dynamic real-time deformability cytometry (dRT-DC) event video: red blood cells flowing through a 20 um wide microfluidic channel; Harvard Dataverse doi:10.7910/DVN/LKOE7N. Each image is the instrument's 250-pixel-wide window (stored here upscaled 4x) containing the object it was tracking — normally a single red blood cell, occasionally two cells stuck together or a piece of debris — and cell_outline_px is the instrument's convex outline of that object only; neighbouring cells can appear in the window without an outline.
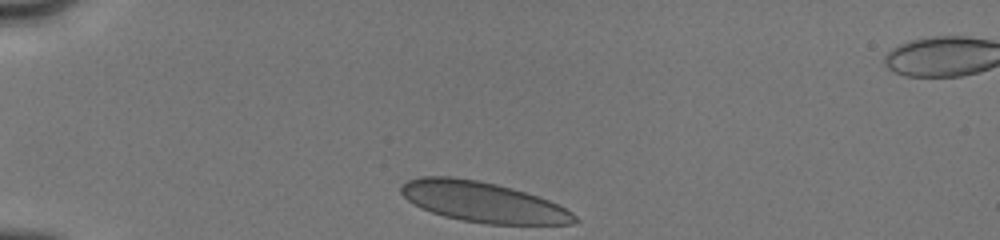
{"species": "human", "species_latin": "Homo sapiens", "temperature_condition": "cold", "stored_images_in_passage": 28, "camera_frame_rate_fps": 3000, "um_per_image_px": 0.085, "donor": {"sex": "male"}, "frame": {"image": 1, "passage_image": 1, "time_ms": 0.0, "image_size_px": [1000, 240], "cell_outline_px": [[580, 220], [576, 224], [488, 224], [460, 220], [444, 216], [432, 212], [412, 204], [400, 192], [400, 184], [408, 180], [420, 176], [452, 176], [476, 180], [496, 184], [512, 188], [548, 200], [572, 212]], "centroid_in_image_um": [41.02, 17.17], "position_along_channel_um": 44.0, "area_um2": 40.75}}
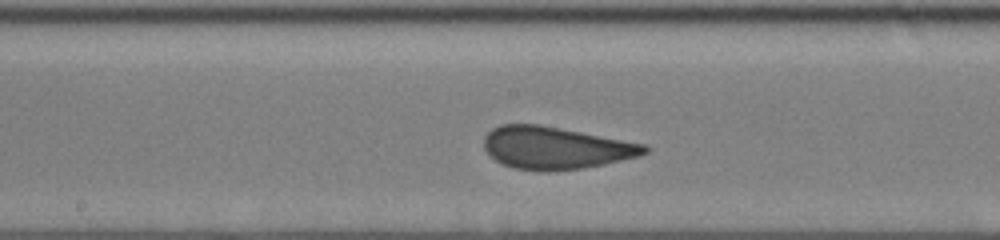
{"frame": {"image": 2, "passage_image": 14, "time_ms": 5.0, "image_size_px": [1000, 240], "cell_outline_px": [[652, 148], [648, 152], [640, 156], [604, 164], [584, 168], [548, 172], [516, 168], [504, 164], [496, 160], [484, 148], [484, 136], [492, 128], [500, 124], [540, 124], [644, 144]], "centroid_in_image_um": [47.24, 12.57], "position_along_channel_um": 201.0, "area_um2": 39.59}}
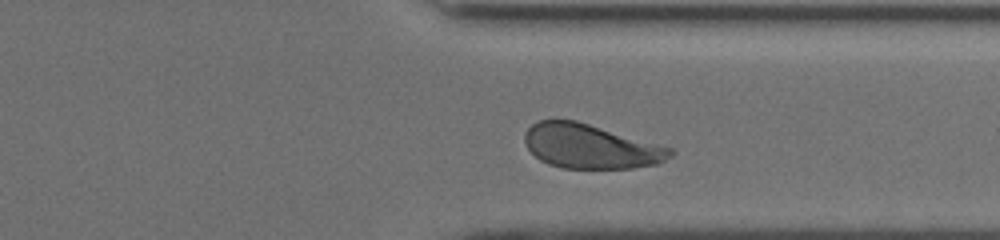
{"frame": {"image": 3, "passage_image": 25, "time_ms": 9.0, "image_size_px": [1000, 240], "cell_outline_px": [[676, 152], [672, 156], [660, 164], [632, 168], [564, 168], [548, 164], [540, 160], [528, 148], [524, 140], [524, 136], [528, 128], [532, 124], [540, 120], [576, 120], [672, 148]], "centroid_in_image_um": [50.23, 12.45], "position_along_channel_um": 361.2, "area_um2": 37.51}, "authors_computed_cell_mechanics": {"area_um2": 39.1595, "velocity_mm_per_s": 3.9961, "shape_relaxation_time_tau1_ms": 6.283, "shape_relaxation_time_tau2_ms": null, "deformation_change_tau1": 0.1446, "deformation_change_tau2": null}}